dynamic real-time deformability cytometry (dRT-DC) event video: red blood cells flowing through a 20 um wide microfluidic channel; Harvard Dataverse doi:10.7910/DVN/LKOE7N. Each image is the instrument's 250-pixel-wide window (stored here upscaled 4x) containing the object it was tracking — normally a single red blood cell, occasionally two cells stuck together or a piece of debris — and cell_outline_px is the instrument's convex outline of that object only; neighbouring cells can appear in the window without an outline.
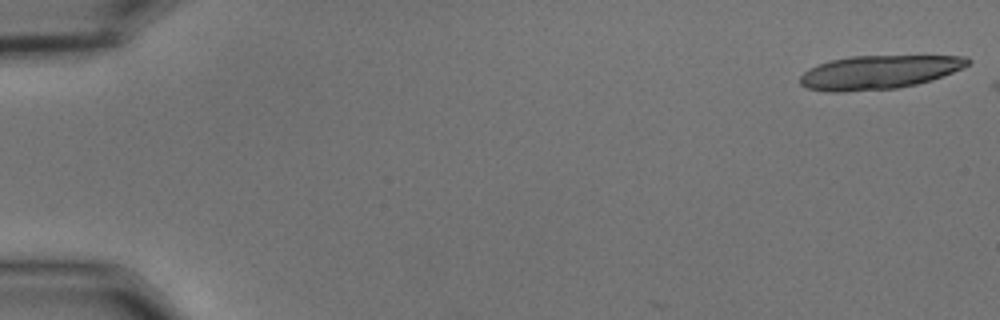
{"species": "common noctule bat (a hibernating species)", "species_latin": "Nyctalus noctula", "temperature_condition": "cold", "stored_images_in_passage": 3, "camera_frame_rate_fps": 3000, "um_per_image_px": 0.085, "animal": {"sex": "male", "body_mass_g": 15.6}, "frame": {"image": 1, "passage_image": 1, "time_ms": 0.0, "image_size_px": [1000, 320], "cell_outline_px": [[972, 60], [964, 68], [932, 80], [916, 84], [896, 88], [844, 92], [828, 92], [808, 88], [800, 84], [800, 76], [808, 68], [832, 60], [848, 56], [968, 56]], "centroid_in_image_um": [74.72, 6.14], "position_along_channel_um": 10.3, "area_um2": 32.95}}